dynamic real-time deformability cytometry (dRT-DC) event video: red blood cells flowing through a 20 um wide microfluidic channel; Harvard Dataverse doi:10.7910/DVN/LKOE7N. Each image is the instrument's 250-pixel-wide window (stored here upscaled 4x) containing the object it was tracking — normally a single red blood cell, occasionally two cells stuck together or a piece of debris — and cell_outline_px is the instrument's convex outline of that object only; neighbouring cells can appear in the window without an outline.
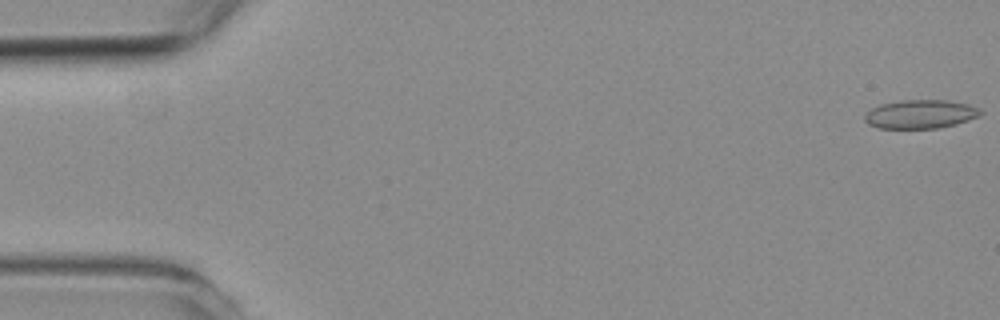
{"species": "common noctule bat (a hibernating species)", "species_latin": "Nyctalus noctula", "temperature_condition": "room temperature", "stored_images_in_passage": 57, "camera_frame_rate_fps": 3000, "um_per_image_px": 0.085, "animal": {"sex": "female", "body_mass_g": 19.3, "forearm_length_mm": 54.1}, "frame": {"image": 1, "passage_image": 1, "time_ms": 0.0, "image_size_px": [1000, 320], "cell_outline_px": [[984, 112], [980, 116], [956, 124], [940, 128], [880, 128], [868, 124], [864, 120], [864, 116], [872, 108], [880, 104], [900, 100], [948, 100], [968, 104], [980, 108]], "centroid_in_image_um": [78.27, 9.7], "position_along_channel_um": 6.7, "area_um2": 19.48}}
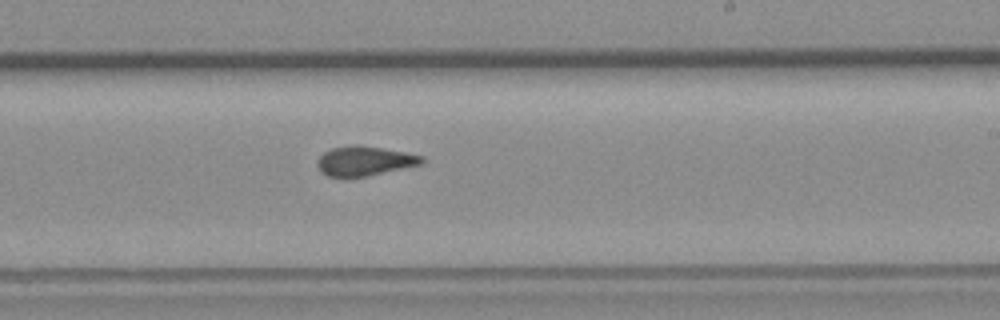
{"frame": {"image": 2, "passage_image": 34, "time_ms": 11.0, "image_size_px": [1000, 320], "cell_outline_px": [[424, 160], [420, 164], [368, 176], [328, 176], [320, 172], [316, 164], [320, 156], [324, 152], [332, 148], [352, 144], [356, 144], [404, 152], [424, 156]], "centroid_in_image_um": [30.95, 13.67], "position_along_channel_um": 258.1, "area_um2": 17.74}}
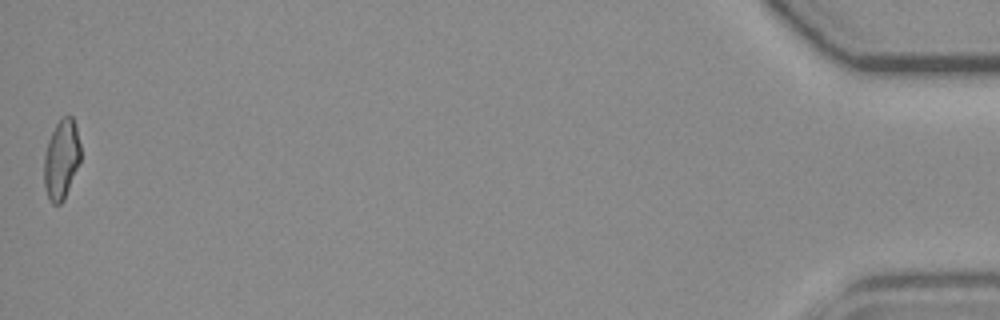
{"frame": {"image": 3, "passage_image": 57, "time_ms": 18.667, "image_size_px": [1000, 320], "cell_outline_px": [[80, 160], [64, 200], [60, 204], [52, 204], [48, 200], [44, 188], [44, 156], [48, 140], [60, 116], [68, 112], [72, 116], [76, 128], [80, 144]], "centroid_in_image_um": [5.2, 13.52], "position_along_channel_um": 430.0, "area_um2": 17.17}, "authors_computed_cell_mechanics": {"area_um2": 18.496, "velocity_mm_per_s": 3.6162, "shape_relaxation_time_tau1_ms": null, "shape_relaxation_time_tau2_ms": 1.3029, "deformation_change_tau1": null, "deformation_change_tau2": 0.0837}}